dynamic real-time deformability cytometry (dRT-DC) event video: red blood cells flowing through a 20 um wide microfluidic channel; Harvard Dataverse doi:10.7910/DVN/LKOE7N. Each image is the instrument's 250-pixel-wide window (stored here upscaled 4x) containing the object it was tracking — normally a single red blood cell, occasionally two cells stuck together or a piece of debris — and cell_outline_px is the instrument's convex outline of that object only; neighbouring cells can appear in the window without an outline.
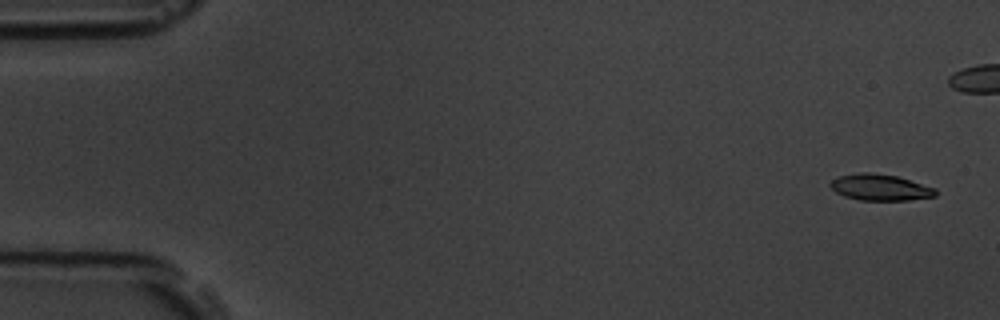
{"species": "common noctule bat (a hibernating species)", "species_latin": "Nyctalus noctula", "temperature_condition": "room temperature", "stored_images_in_passage": 6, "camera_frame_rate_fps": 3000, "um_per_image_px": 0.085, "animal": {"sex": "male", "body_mass_g": 19.5, "forearm_length_mm": 54.6}, "frame": {"image": 1, "passage_image": 1, "time_ms": 0.0, "image_size_px": [1000, 320], "cell_outline_px": [[936, 196], [908, 200], [860, 200], [844, 196], [836, 192], [828, 184], [832, 180], [840, 176], [860, 172], [868, 172], [896, 176], [936, 188]], "centroid_in_image_um": [74.8, 15.93], "position_along_channel_um": 10.2, "area_um2": 15.95}}
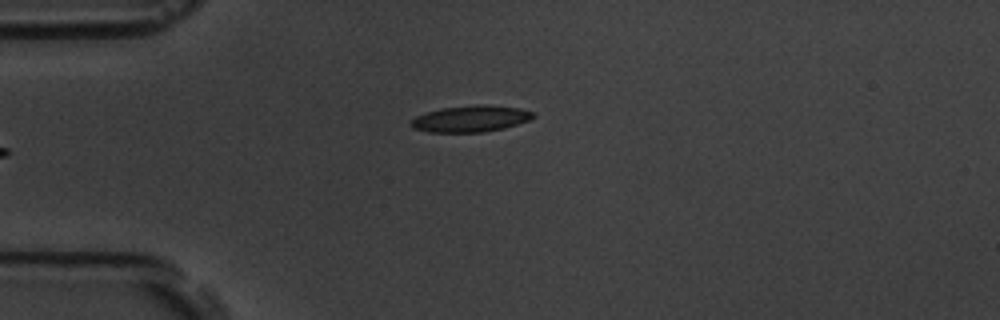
{"frame": {"image": 2, "passage_image": 6, "time_ms": 6.0, "image_size_px": [1000, 320], "cell_outline_px": [[536, 116], [528, 120], [504, 128], [484, 132], [428, 132], [412, 128], [408, 124], [408, 120], [416, 116], [440, 108], [476, 104], [488, 104], [520, 108], [536, 112]], "centroid_in_image_um": [39.99, 10.08], "position_along_channel_um": 45.0, "area_um2": 19.13}}